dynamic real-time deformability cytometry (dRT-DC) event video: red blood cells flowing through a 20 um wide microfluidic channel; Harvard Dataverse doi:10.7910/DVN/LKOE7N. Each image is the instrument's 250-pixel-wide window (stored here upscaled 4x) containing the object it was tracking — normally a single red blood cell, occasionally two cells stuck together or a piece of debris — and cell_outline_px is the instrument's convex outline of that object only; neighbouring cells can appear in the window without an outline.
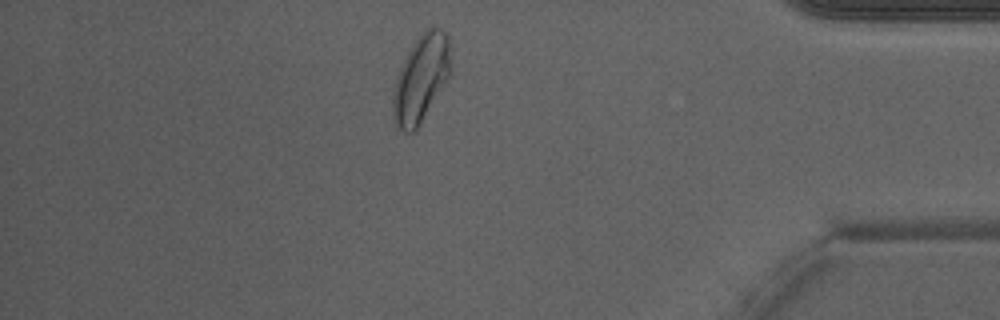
{"species": "Egyptian fruit bat (a non-hibernating species)", "species_latin": "Rousettus aegyptiacus", "temperature_condition": "warm", "stored_images_in_passage": 40, "camera_frame_rate_fps": 3000, "um_per_image_px": 0.085, "animal": {"sex": "male"}, "frame": {"image": 1, "passage_image": 34, "time_ms": 11.0, "image_size_px": [1000, 320], "cell_outline_px": [[448, 76], [420, 124], [412, 132], [404, 132], [396, 124], [392, 116], [392, 92], [396, 76], [408, 52], [420, 32], [424, 28], [432, 24], [440, 28], [448, 36]], "centroid_in_image_um": [35.72, 6.64], "position_along_channel_um": 399.5, "area_um2": 28.78}, "authors_computed_cell_mechanics": {"area_um2": 25.9233, "velocity_mm_per_s": 4.2475, "shape_relaxation_time_tau1_ms": 7.4679, "shape_relaxation_time_tau2_ms": 0.8413, "deformation_change_tau1": 0.1717, "deformation_change_tau2": 0.0702}}